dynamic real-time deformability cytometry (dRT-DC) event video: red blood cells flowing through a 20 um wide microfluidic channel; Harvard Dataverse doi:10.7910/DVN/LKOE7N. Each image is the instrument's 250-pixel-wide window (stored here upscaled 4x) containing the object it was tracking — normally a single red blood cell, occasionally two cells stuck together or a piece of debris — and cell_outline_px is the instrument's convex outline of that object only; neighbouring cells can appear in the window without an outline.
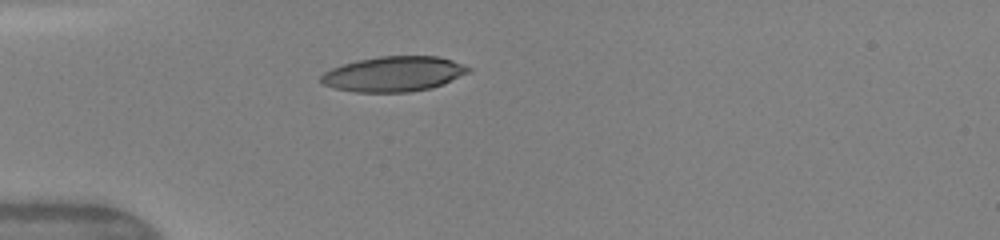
{"species": "human", "species_latin": "Homo sapiens", "temperature_condition": "warm", "stored_images_in_passage": 35, "camera_frame_rate_fps": 3000, "um_per_image_px": 0.085, "donor": {"sex": "female"}, "frame": {"image": 1, "passage_image": 1, "time_ms": 0.0, "image_size_px": [1000, 240], "cell_outline_px": [[472, 72], [444, 84], [428, 88], [408, 92], [356, 92], [336, 88], [324, 84], [320, 80], [320, 76], [324, 72], [332, 68], [344, 64], [360, 60], [380, 56], [436, 56], [452, 60], [472, 68]], "centroid_in_image_um": [33.51, 6.28], "position_along_channel_um": 51.5, "area_um2": 30.06}}
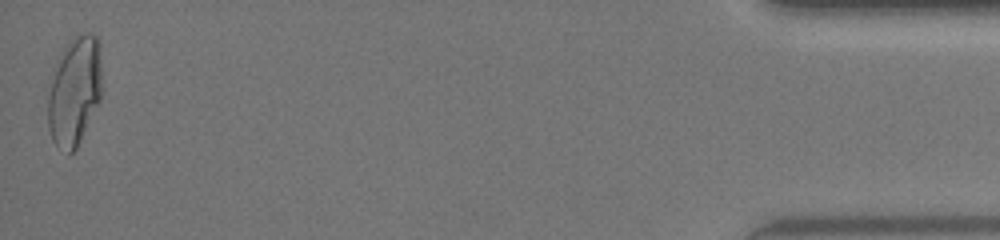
{"frame": {"image": 2, "passage_image": 35, "time_ms": 11.333, "image_size_px": [1000, 240], "cell_outline_px": [[100, 100], [76, 148], [68, 156], [52, 140], [48, 128], [48, 96], [56, 60], [60, 52], [76, 32], [88, 32], [96, 36], [100, 44]], "centroid_in_image_um": [6.31, 7.7], "position_along_channel_um": 428.9, "area_um2": 34.39}, "authors_computed_cell_mechanics": {"area_um2": 30.6918, "velocity_mm_per_s": 4.1914, "shape_relaxation_time_tau1_ms": 5.0555, "shape_relaxation_time_tau2_ms": 0.9938, "deformation_change_tau1": 0.2256, "deformation_change_tau2": 0.0674}}